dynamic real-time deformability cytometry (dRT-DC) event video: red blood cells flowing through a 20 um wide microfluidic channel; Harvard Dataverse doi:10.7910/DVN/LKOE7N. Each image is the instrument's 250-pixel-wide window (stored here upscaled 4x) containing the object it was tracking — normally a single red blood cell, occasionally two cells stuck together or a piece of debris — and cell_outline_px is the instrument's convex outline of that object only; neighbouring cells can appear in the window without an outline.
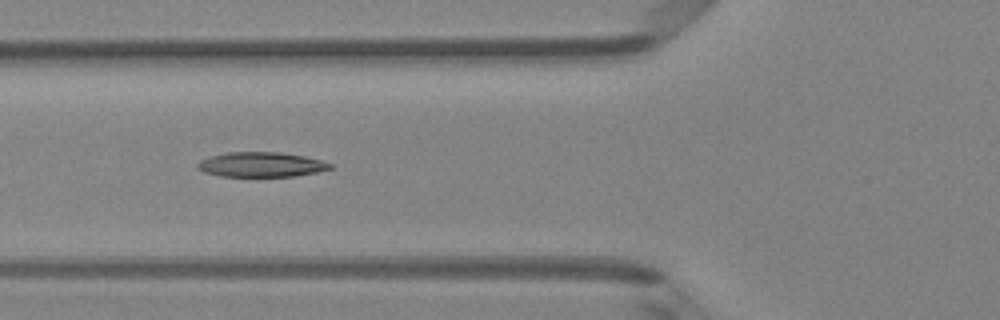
{"species": "Egyptian fruit bat (a non-hibernating species)", "species_latin": "Rousettus aegyptiacus", "temperature_condition": "room temperature", "stored_images_in_passage": 16, "camera_frame_rate_fps": 3000, "um_per_image_px": 0.085, "animal": {"sex": "female"}, "frame": {"image": 1, "passage_image": 5, "time_ms": 1.333, "image_size_px": [1000, 320], "cell_outline_px": [[332, 168], [316, 172], [292, 176], [220, 176], [204, 172], [196, 168], [196, 164], [200, 160], [208, 156], [228, 152], [280, 152], [304, 156], [320, 160], [332, 164]], "centroid_in_image_um": [22.14, 13.98], "position_along_channel_um": 103.7, "area_um2": 19.13}}